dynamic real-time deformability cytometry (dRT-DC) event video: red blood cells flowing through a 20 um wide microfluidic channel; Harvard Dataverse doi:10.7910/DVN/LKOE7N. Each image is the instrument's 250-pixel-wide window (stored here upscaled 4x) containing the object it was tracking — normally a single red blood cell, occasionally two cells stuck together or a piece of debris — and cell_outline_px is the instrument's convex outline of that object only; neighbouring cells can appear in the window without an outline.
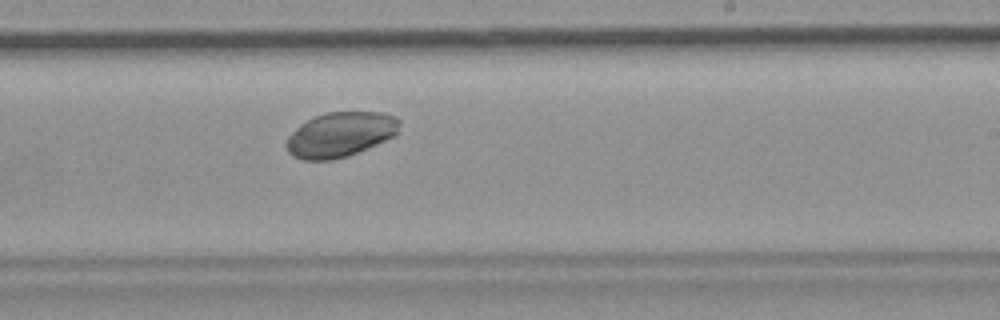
{"species": "common noctule bat (a hibernating species)", "species_latin": "Nyctalus noctula", "temperature_condition": "room temperature", "stored_images_in_passage": 6, "camera_frame_rate_fps": 3000, "um_per_image_px": 0.085, "animal": {"sex": "female", "body_mass_g": 19.9}, "frame": {"image": 1, "passage_image": 6, "time_ms": 1.667, "image_size_px": [1000, 320], "cell_outline_px": [[400, 124], [396, 132], [392, 136], [376, 144], [348, 156], [332, 160], [304, 160], [292, 156], [288, 152], [284, 144], [288, 136], [300, 124], [312, 116], [324, 112], [380, 112], [396, 116], [400, 120]], "centroid_in_image_um": [28.87, 11.43], "position_along_channel_um": 260.1, "area_um2": 29.65}}